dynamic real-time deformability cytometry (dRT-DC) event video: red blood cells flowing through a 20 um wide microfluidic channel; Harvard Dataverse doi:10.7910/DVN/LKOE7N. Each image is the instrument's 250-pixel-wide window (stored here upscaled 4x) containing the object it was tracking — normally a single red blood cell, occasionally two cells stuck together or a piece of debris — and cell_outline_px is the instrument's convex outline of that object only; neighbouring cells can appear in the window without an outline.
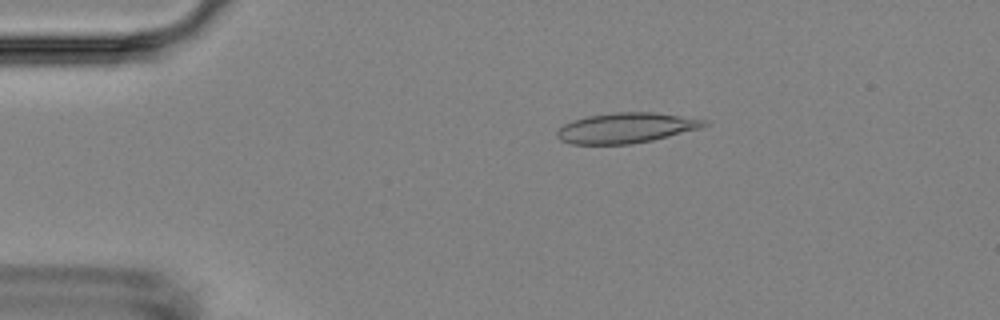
{"species": "Egyptian fruit bat (a non-hibernating species)", "species_latin": "Rousettus aegyptiacus", "temperature_condition": "room temperature", "stored_images_in_passage": 7, "camera_frame_rate_fps": 3000, "um_per_image_px": 0.085, "animal": {"sex": "female"}, "frame": {"image": 1, "passage_image": 3, "time_ms": 2.333, "image_size_px": [1000, 320], "cell_outline_px": [[708, 124], [700, 128], [652, 140], [632, 144], [572, 144], [560, 140], [556, 136], [556, 132], [564, 124], [572, 120], [588, 116], [612, 112], [652, 112], [708, 120]], "centroid_in_image_um": [53.18, 10.87], "position_along_channel_um": 31.8, "area_um2": 25.84}}